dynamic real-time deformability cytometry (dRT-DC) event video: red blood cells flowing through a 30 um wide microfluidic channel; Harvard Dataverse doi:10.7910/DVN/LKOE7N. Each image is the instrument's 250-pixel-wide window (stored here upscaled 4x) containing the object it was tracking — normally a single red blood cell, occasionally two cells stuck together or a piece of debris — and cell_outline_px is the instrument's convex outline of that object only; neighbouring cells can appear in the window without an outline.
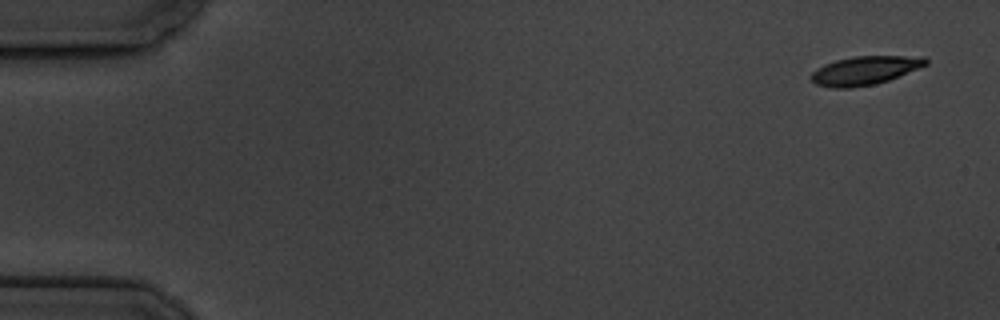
{"species": "common noctule bat (a hibernating species)", "species_latin": "Nyctalus noctula", "temperature_condition": "cold", "stored_images_in_passage": 5, "camera_frame_rate_fps": 3000, "um_per_image_px": 0.085, "animal": {"sex": "male", "body_mass_g": 19.5, "forearm_length_mm": 54.6}, "frame": {"image": 1, "passage_image": 1, "time_ms": 0.0, "image_size_px": [1000, 320], "cell_outline_px": [[928, 64], [920, 68], [888, 80], [876, 84], [852, 88], [832, 88], [816, 84], [812, 80], [812, 72], [824, 64], [836, 60], [856, 56], [924, 56], [928, 60]], "centroid_in_image_um": [73.55, 5.99], "position_along_channel_um": 11.5, "area_um2": 19.13}}
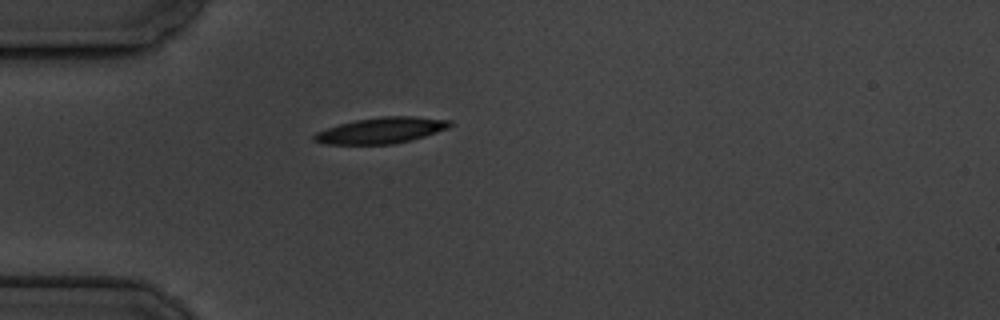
{"frame": {"image": 2, "passage_image": 4, "time_ms": 4.667, "image_size_px": [1000, 320], "cell_outline_px": [[452, 124], [448, 128], [412, 140], [392, 144], [324, 144], [312, 140], [312, 136], [316, 132], [340, 124], [356, 120], [380, 116], [412, 116], [452, 120]], "centroid_in_image_um": [32.4, 11.08], "position_along_channel_um": 52.6, "area_um2": 20.52}}